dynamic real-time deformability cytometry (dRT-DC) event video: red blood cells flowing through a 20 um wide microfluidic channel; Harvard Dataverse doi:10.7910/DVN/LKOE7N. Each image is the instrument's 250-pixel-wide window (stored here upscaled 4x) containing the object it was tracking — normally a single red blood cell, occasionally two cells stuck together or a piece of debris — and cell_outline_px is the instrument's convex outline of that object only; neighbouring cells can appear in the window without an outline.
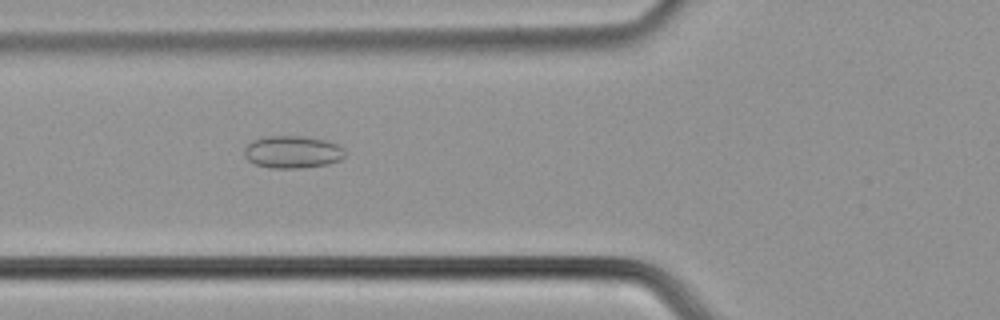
{"species": "common noctule bat (a hibernating species)", "species_latin": "Nyctalus noctula", "temperature_condition": "cold", "stored_images_in_passage": 34, "camera_frame_rate_fps": 3000, "um_per_image_px": 0.085, "animal": {"sex": "male", "body_mass_g": 21.5, "forearm_length_mm": 52.0}, "frame": {"image": 1, "passage_image": 3, "time_ms": 0.667, "image_size_px": [1000, 320], "cell_outline_px": [[344, 156], [340, 160], [328, 164], [304, 168], [272, 168], [256, 164], [248, 160], [244, 156], [244, 148], [252, 140], [268, 136], [304, 136], [324, 140], [340, 144], [344, 148]], "centroid_in_image_um": [24.88, 12.92], "position_along_channel_um": 100.9, "area_um2": 19.13}}
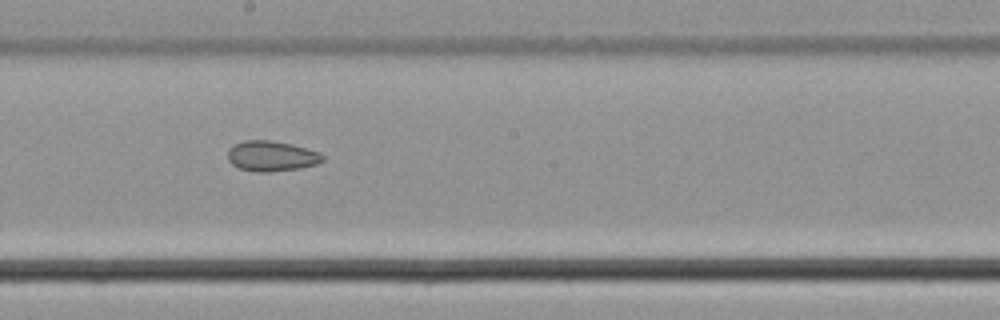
{"frame": {"image": 2, "passage_image": 12, "time_ms": 3.667, "image_size_px": [1000, 320], "cell_outline_px": [[324, 160], [316, 164], [300, 168], [272, 172], [256, 172], [240, 168], [232, 164], [228, 160], [228, 152], [236, 144], [244, 140], [272, 140], [292, 144], [320, 152], [324, 156]], "centroid_in_image_um": [23.11, 13.27], "position_along_channel_um": 225.1, "area_um2": 16.76}}
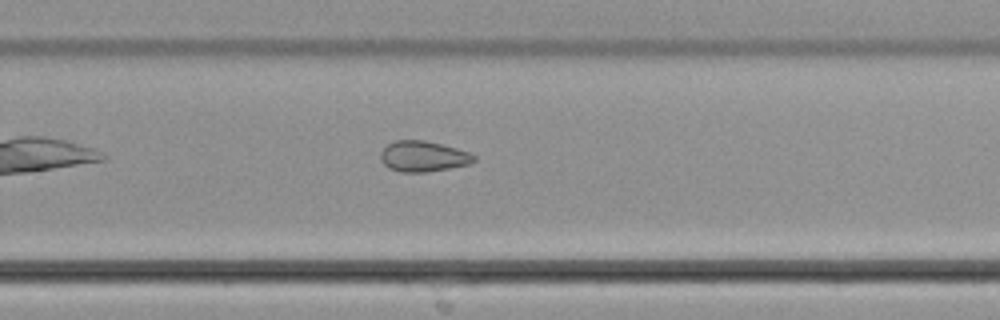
{"frame": {"image": 3, "passage_image": 17, "time_ms": 5.333, "image_size_px": [1000, 320], "cell_outline_px": [[476, 160], [468, 164], [428, 172], [400, 172], [388, 168], [380, 160], [380, 152], [388, 144], [396, 140], [424, 140], [456, 148], [468, 152], [476, 156]], "centroid_in_image_um": [35.94, 13.29], "position_along_channel_um": 293.9, "area_um2": 16.65}}